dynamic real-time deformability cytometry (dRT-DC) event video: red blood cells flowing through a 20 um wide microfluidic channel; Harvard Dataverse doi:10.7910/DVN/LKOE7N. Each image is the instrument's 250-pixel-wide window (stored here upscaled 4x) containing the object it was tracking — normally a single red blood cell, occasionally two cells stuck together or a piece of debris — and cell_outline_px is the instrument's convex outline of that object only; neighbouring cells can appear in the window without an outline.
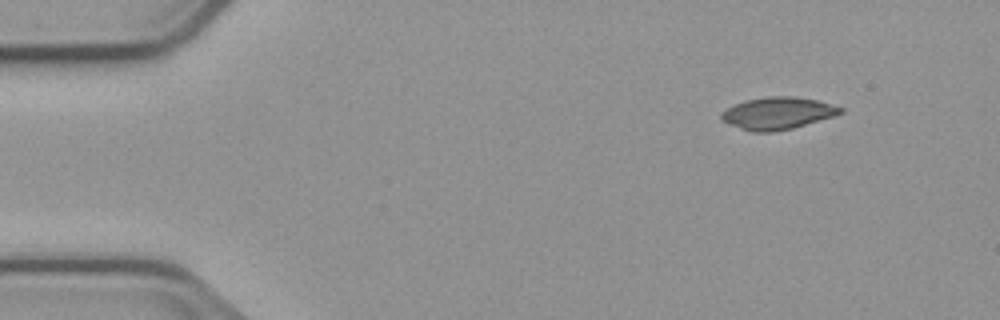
{"species": "common noctule bat (a hibernating species)", "species_latin": "Nyctalus noctula", "temperature_condition": "cold", "stored_images_in_passage": 7, "camera_frame_rate_fps": 3000, "um_per_image_px": 0.085, "animal": {"sex": "male", "body_mass_g": 23.1, "forearm_length_mm": 52.7}, "frame": {"image": 1, "passage_image": 1, "time_ms": 0.0, "image_size_px": [1000, 320], "cell_outline_px": [[844, 112], [832, 116], [792, 128], [772, 132], [752, 132], [740, 128], [724, 120], [720, 116], [720, 112], [744, 100], [768, 96], [792, 96], [816, 100], [844, 108]], "centroid_in_image_um": [66.09, 9.61], "position_along_channel_um": 18.9, "area_um2": 21.96}}
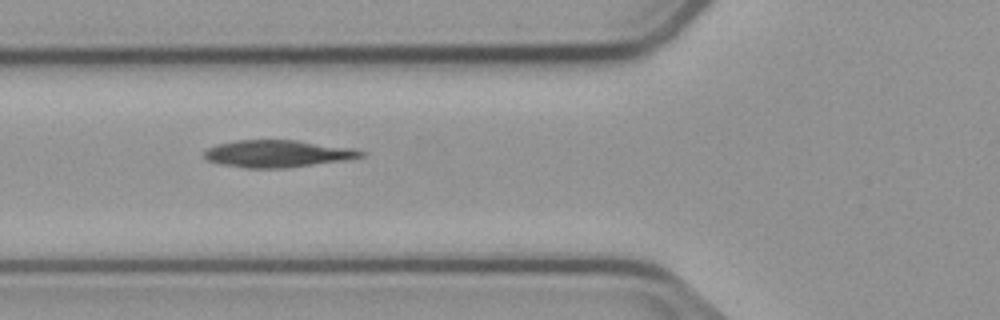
{"frame": {"image": 2, "passage_image": 5, "time_ms": 4.667, "image_size_px": [1000, 320], "cell_outline_px": [[368, 152], [364, 156], [344, 160], [284, 168], [248, 168], [220, 164], [208, 160], [204, 156], [204, 152], [208, 148], [216, 144], [236, 140], [296, 140], [352, 148]], "centroid_in_image_um": [23.59, 13.06], "position_along_channel_um": 102.2, "area_um2": 24.68}}
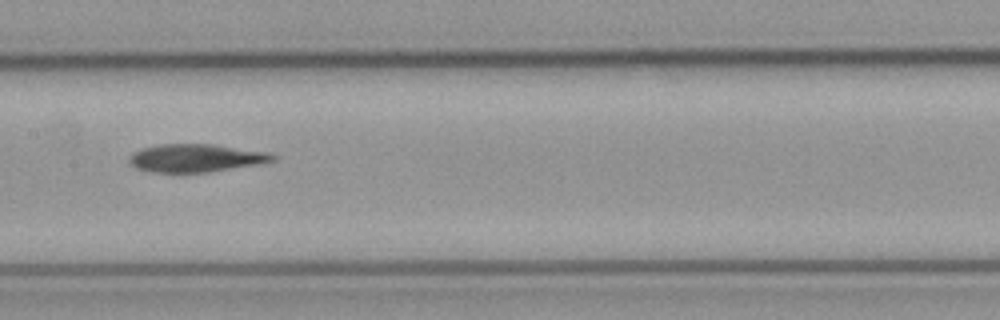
{"frame": {"image": 3, "passage_image": 7, "time_ms": 7.0, "image_size_px": [1000, 320], "cell_outline_px": [[276, 160], [256, 164], [208, 172], [152, 172], [136, 168], [128, 164], [128, 156], [132, 152], [140, 148], [160, 144], [212, 144], [268, 152], [276, 156]], "centroid_in_image_um": [16.57, 13.42], "position_along_channel_um": 190.8, "area_um2": 23.41}}